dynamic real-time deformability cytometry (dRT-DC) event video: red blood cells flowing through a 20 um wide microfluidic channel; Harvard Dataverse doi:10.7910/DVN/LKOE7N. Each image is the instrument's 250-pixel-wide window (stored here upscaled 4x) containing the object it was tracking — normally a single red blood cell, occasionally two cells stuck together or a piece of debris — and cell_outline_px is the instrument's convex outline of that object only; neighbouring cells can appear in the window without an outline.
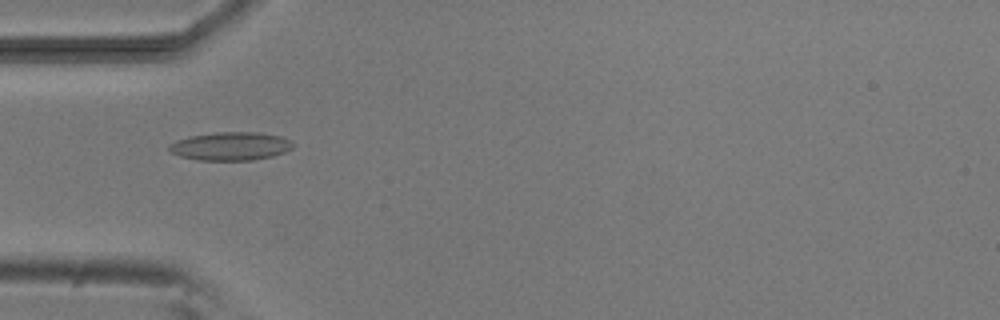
{"species": "common noctule bat (a hibernating species)", "species_latin": "Nyctalus noctula", "temperature_condition": "room temperature", "stored_images_in_passage": 3, "camera_frame_rate_fps": 3000, "um_per_image_px": 0.085, "animal": {"sex": "male", "body_mass_g": 20.5, "forearm_length_mm": 52.5}, "frame": {"image": 1, "passage_image": 2, "time_ms": 1.333, "image_size_px": [1000, 320], "cell_outline_px": [[296, 144], [292, 148], [284, 152], [272, 156], [252, 160], [196, 160], [180, 156], [168, 152], [168, 144], [176, 140], [188, 136], [216, 132], [260, 132], [280, 136], [292, 140]], "centroid_in_image_um": [19.58, 12.42], "position_along_channel_um": 65.4, "area_um2": 20.75}}